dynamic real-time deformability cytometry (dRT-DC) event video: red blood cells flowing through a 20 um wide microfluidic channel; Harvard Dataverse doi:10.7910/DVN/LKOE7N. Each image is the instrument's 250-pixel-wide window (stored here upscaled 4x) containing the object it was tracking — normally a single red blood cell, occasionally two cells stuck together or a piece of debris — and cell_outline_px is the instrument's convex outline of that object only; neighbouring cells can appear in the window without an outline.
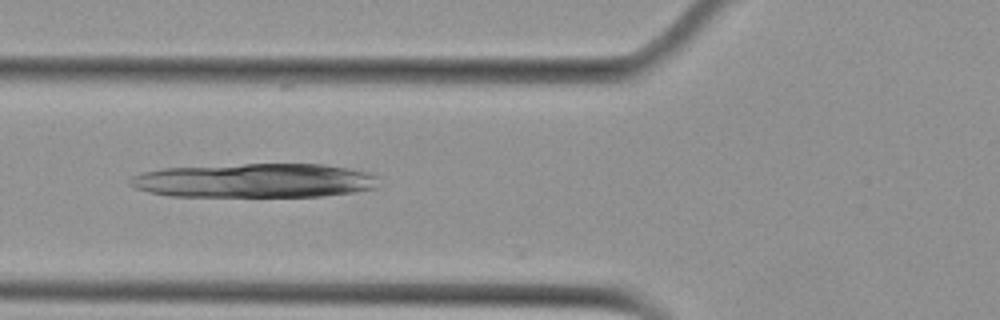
{"species": "Egyptian fruit bat (a non-hibernating species)", "species_latin": "Rousettus aegyptiacus", "temperature_condition": "cold", "stored_images_in_passage": 8, "camera_frame_rate_fps": 3000, "um_per_image_px": 0.085, "animal": {"sex": "female"}, "frame": {"image": 1, "passage_image": 5, "time_ms": 1.333, "image_size_px": [1000, 320], "cell_outline_px": [[380, 176], [376, 188], [352, 192], [320, 196], [168, 196], [148, 192], [136, 188], [128, 180], [132, 176], [144, 172], [164, 168], [244, 164], [324, 164], [348, 168], [368, 172]], "centroid_in_image_um": [21.68, 15.34], "position_along_channel_um": 104.1, "area_um2": 49.48}}